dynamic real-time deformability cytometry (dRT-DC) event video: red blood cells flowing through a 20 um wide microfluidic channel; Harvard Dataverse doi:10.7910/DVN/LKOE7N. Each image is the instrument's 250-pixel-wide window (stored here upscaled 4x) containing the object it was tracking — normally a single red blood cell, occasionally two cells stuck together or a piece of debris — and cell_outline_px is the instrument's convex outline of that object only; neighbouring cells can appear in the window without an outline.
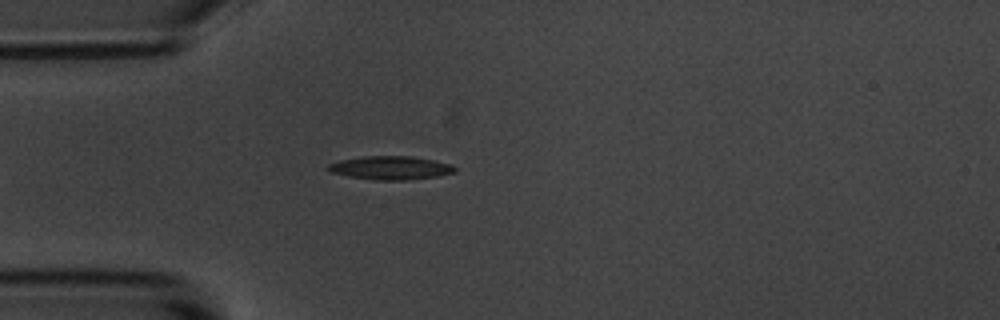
{"species": "common noctule bat (a hibernating species)", "species_latin": "Nyctalus noctula", "temperature_condition": "room temperature", "stored_images_in_passage": 38, "camera_frame_rate_fps": 3000, "um_per_image_px": 0.085, "animal": {"sex": "male", "body_mass_g": 20.1, "forearm_length_mm": 53.5}, "frame": {"image": 1, "passage_image": 1, "time_ms": 0.0, "image_size_px": [1000, 320], "cell_outline_px": [[456, 172], [440, 176], [408, 180], [376, 180], [348, 176], [332, 172], [328, 168], [328, 164], [340, 160], [364, 156], [408, 156], [432, 160], [448, 164], [456, 168]], "centroid_in_image_um": [33.21, 14.27], "position_along_channel_um": 51.8, "area_um2": 17.17}}
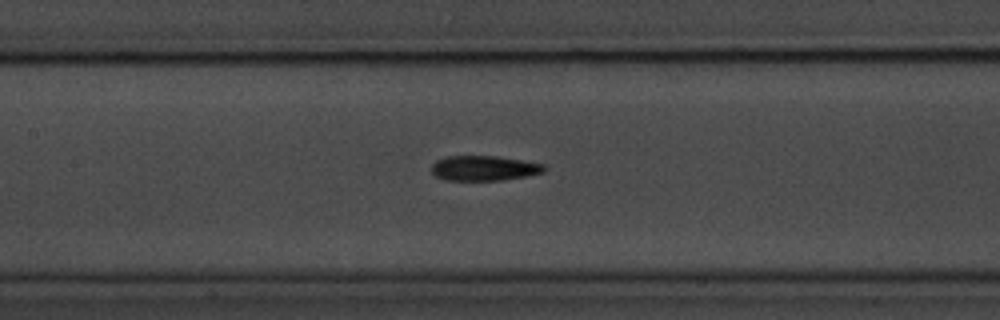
{"frame": {"image": 2, "passage_image": 11, "time_ms": 3.333, "image_size_px": [1000, 320], "cell_outline_px": [[544, 172], [528, 176], [500, 180], [444, 180], [436, 176], [432, 172], [432, 164], [436, 160], [444, 156], [496, 156], [544, 164]], "centroid_in_image_um": [41.11, 14.29], "position_along_channel_um": 166.3, "area_um2": 16.36}}
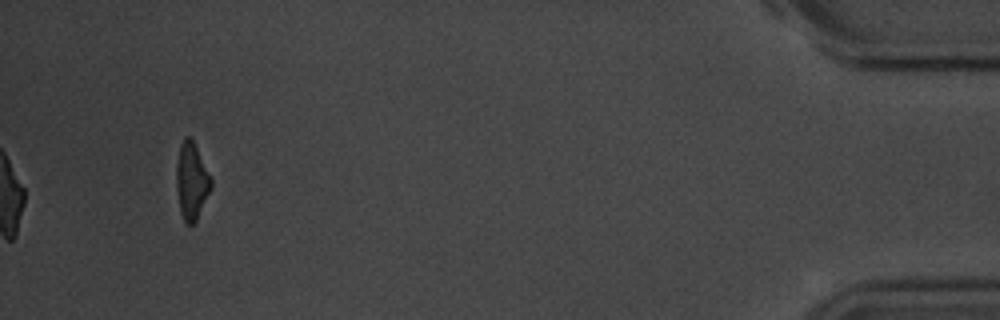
{"frame": {"image": 3, "passage_image": 38, "time_ms": 12.333, "image_size_px": [1000, 320], "cell_outline_px": [[212, 188], [196, 220], [192, 224], [184, 224], [180, 212], [176, 188], [176, 164], [180, 144], [184, 136], [192, 136], [212, 180]], "centroid_in_image_um": [16.27, 15.36], "position_along_channel_um": 418.9, "area_um2": 15.84}, "authors_computed_cell_mechanics": {"area_um2": 16.5597, "velocity_mm_per_s": 3.6436, "shape_relaxation_time_tau1_ms": 2.4267, "shape_relaxation_time_tau2_ms": 4.4855, "deformation_change_tau1": 0.1392, "deformation_change_tau2": 0.15}}